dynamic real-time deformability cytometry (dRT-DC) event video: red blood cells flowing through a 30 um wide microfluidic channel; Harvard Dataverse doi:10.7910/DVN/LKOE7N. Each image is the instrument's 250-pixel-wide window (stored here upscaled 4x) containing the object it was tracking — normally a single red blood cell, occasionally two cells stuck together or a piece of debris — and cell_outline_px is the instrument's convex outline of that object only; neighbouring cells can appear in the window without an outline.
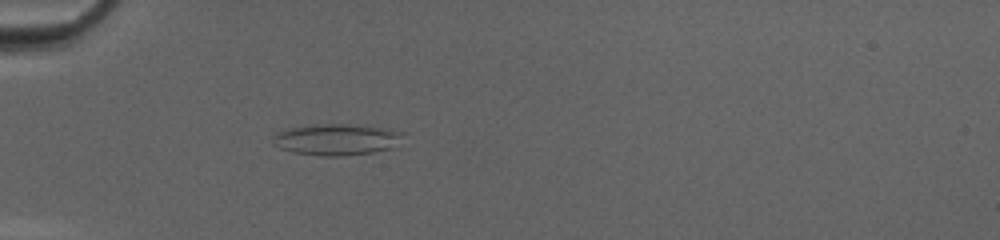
{"species": "common noctule bat (a hibernating species)", "species_latin": "Nyctalus noctula", "temperature_condition": "cold", "stored_images_in_passage": 50, "camera_frame_rate_fps": 3000, "um_per_image_px": 0.085, "animal": {"sex": "female", "body_mass_g": 20.0, "forearm_length_mm": 54.0}, "frame": {"image": 1, "passage_image": 17, "time_ms": 5.333, "image_size_px": [1000, 240], "cell_outline_px": [[404, 132], [388, 148], [372, 152], [340, 156], [320, 156], [292, 152], [280, 148], [272, 144], [272, 140], [276, 132], [288, 128], [316, 124], [348, 124], [388, 128]], "centroid_in_image_um": [28.49, 11.85], "position_along_channel_um": 56.5, "area_um2": 23.47}}
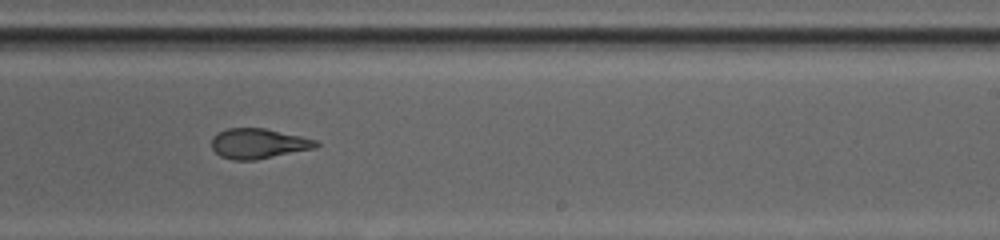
{"frame": {"image": 2, "passage_image": 33, "time_ms": 10.667, "image_size_px": [1000, 240], "cell_outline_px": [[320, 144], [316, 148], [256, 160], [232, 160], [220, 156], [212, 148], [212, 136], [216, 132], [228, 128], [264, 128], [300, 136], [316, 140]], "centroid_in_image_um": [21.94, 12.2], "position_along_channel_um": 267.1, "area_um2": 18.38}}
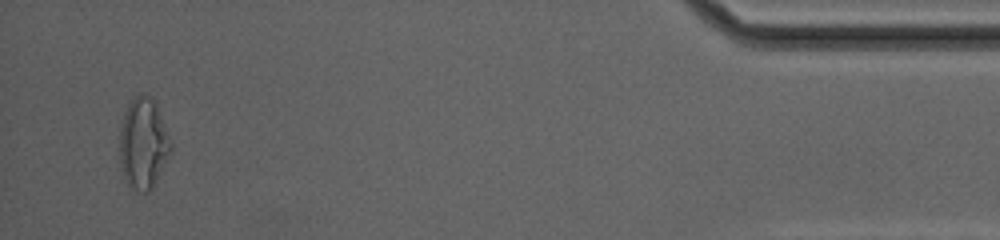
{"frame": {"image": 3, "passage_image": 49, "time_ms": 16.0, "image_size_px": [1000, 240], "cell_outline_px": [[172, 152], [152, 188], [148, 192], [140, 192], [128, 188], [124, 180], [120, 168], [120, 128], [128, 104], [140, 92], [144, 92], [156, 104], [172, 144]], "centroid_in_image_um": [12.17, 12.25], "position_along_channel_um": 423.0, "area_um2": 27.28}, "authors_computed_cell_mechanics": {"area_um2": 21.6461, "velocity_mm_per_s": 4.2127, "shape_relaxation_time_tau1_ms": 10.8154, "shape_relaxation_time_tau2_ms": 1.6973, "deformation_change_tau1": 0.2951, "deformation_change_tau2": 0.0917}}